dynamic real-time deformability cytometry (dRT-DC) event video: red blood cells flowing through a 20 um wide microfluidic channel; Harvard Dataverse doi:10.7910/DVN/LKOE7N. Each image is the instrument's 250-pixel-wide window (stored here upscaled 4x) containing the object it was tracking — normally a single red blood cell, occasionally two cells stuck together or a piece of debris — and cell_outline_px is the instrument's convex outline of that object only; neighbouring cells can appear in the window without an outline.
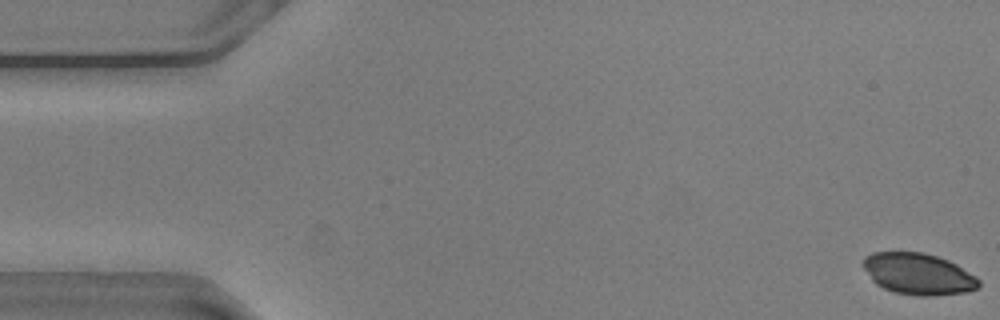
{"species": "common noctule bat (a hibernating species)", "species_latin": "Nyctalus noctula", "temperature_condition": "warm", "stored_images_in_passage": 15, "camera_frame_rate_fps": 3000, "um_per_image_px": 0.085, "animal": {"sex": "male", "body_mass_g": 20.5, "forearm_length_mm": 52.5}, "frame": {"image": 1, "passage_image": 1, "time_ms": 0.0, "image_size_px": [1000, 320], "cell_outline_px": [[980, 288], [968, 292], [932, 296], [916, 296], [896, 292], [884, 288], [876, 284], [872, 280], [860, 264], [864, 256], [872, 252], [924, 252], [948, 260], [956, 264], [976, 276], [980, 280]], "centroid_in_image_um": [78.05, 23.28], "position_along_channel_um": 6.9, "area_um2": 28.26}}